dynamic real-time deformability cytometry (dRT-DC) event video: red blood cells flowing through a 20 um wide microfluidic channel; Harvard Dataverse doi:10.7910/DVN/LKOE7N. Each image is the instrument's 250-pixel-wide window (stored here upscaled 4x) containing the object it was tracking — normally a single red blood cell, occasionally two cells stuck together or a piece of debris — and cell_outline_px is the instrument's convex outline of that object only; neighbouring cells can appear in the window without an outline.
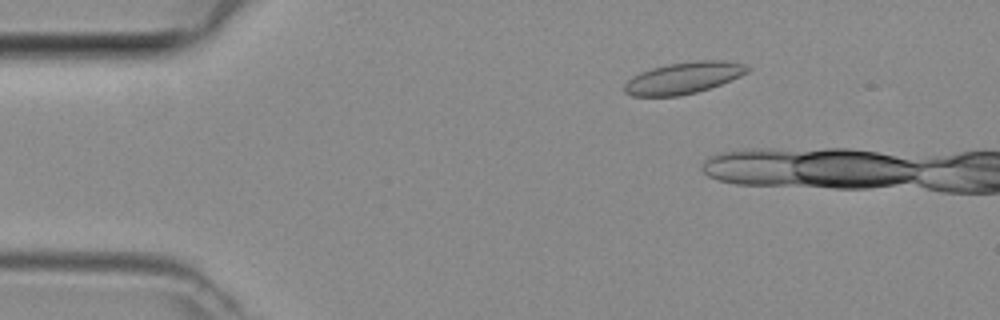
{"species": "common noctule bat (a hibernating species)", "species_latin": "Nyctalus noctula", "temperature_condition": "room temperature", "stored_images_in_passage": 5, "camera_frame_rate_fps": 3000, "um_per_image_px": 0.085, "animal": {"sex": "female", "body_mass_g": 29.2, "forearm_length_mm": 56.3}, "frame": {"image": 1, "passage_image": 3, "time_ms": 0.667, "image_size_px": [1000, 320], "cell_outline_px": [[752, 68], [748, 72], [740, 76], [720, 84], [696, 92], [680, 96], [632, 96], [624, 92], [624, 84], [632, 76], [640, 72], [652, 68], [668, 64], [696, 60], [724, 60], [744, 64]], "centroid_in_image_um": [58.09, 6.62], "position_along_channel_um": 26.9, "area_um2": 22.66}}